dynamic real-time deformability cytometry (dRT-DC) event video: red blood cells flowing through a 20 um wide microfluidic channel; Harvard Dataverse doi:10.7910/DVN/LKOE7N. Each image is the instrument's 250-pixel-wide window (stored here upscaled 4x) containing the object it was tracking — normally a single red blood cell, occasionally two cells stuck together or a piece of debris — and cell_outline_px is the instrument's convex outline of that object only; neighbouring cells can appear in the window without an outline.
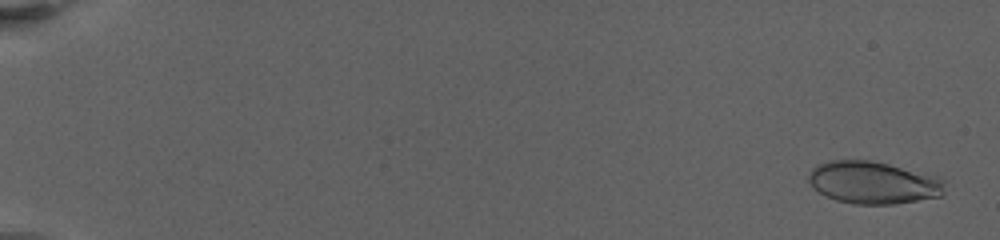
{"species": "human", "species_latin": "Homo sapiens", "temperature_condition": "warm", "stored_images_in_passage": 46, "camera_frame_rate_fps": 3000, "um_per_image_px": 0.085, "donor": {"sex": "female"}, "frame": {"image": 1, "passage_image": 2, "time_ms": 0.667, "image_size_px": [1000, 240], "cell_outline_px": [[944, 196], [896, 204], [856, 204], [836, 200], [824, 196], [812, 188], [808, 180], [808, 176], [812, 168], [816, 164], [832, 160], [868, 160], [888, 164], [940, 176], [944, 180]], "centroid_in_image_um": [74.23, 15.52], "position_along_channel_um": 10.8, "area_um2": 34.1}}
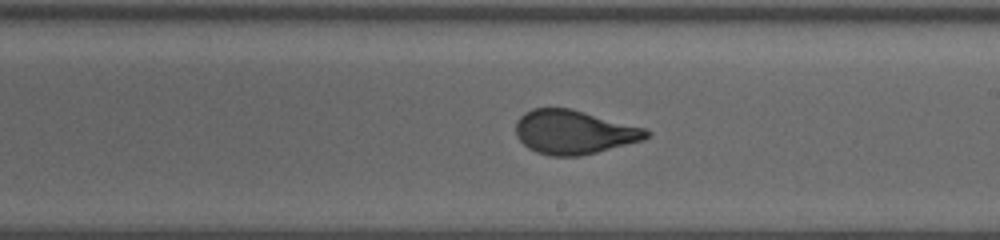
{"frame": {"image": 2, "passage_image": 29, "time_ms": 14.0, "image_size_px": [1000, 240], "cell_outline_px": [[652, 132], [644, 140], [580, 156], [548, 156], [536, 152], [528, 148], [516, 136], [516, 120], [524, 112], [532, 108], [572, 108], [644, 128]], "centroid_in_image_um": [48.76, 11.23], "position_along_channel_um": 240.2, "area_um2": 33.52}}
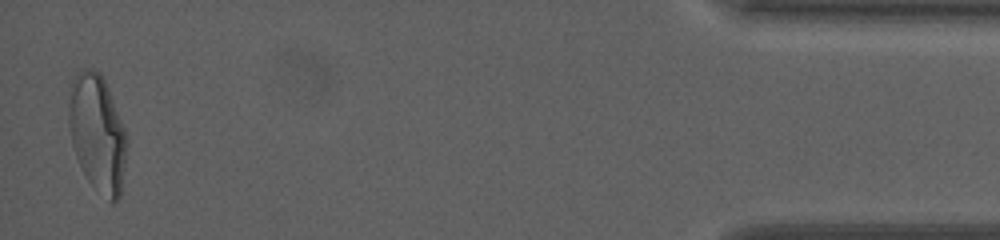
{"frame": {"image": 3, "passage_image": 46, "time_ms": 22.333, "image_size_px": [1000, 240], "cell_outline_px": [[128, 144], [120, 200], [112, 204], [88, 180], [76, 156], [72, 144], [68, 120], [68, 112], [72, 80], [76, 72], [80, 68], [92, 68], [100, 72], [108, 88], [124, 128]], "centroid_in_image_um": [8.29, 11.32], "position_along_channel_um": 426.9, "area_um2": 39.65}, "authors_computed_cell_mechanics": {"area_um2": 33.7552, "velocity_mm_per_s": 3.1301, "shape_relaxation_time_tau1_ms": 7.2955, "shape_relaxation_time_tau2_ms": null, "deformation_change_tau1": 0.2209, "deformation_change_tau2": null}}